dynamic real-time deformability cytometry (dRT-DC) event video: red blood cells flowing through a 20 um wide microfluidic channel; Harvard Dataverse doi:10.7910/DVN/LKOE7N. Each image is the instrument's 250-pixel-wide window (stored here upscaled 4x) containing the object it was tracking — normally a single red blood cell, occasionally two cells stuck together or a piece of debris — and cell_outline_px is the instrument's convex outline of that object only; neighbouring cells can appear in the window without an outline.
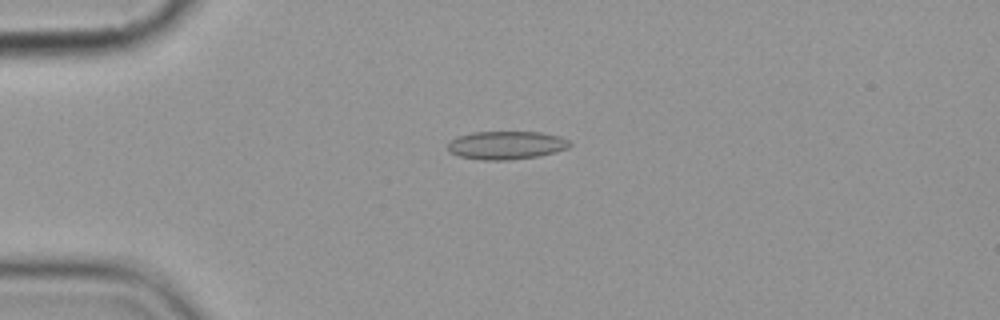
{"species": "common noctule bat (a hibernating species)", "species_latin": "Nyctalus noctula", "temperature_condition": "cold", "stored_images_in_passage": 12, "camera_frame_rate_fps": 3000, "um_per_image_px": 0.085, "animal": {"sex": "female", "body_mass_g": 19.9}, "frame": {"image": 1, "passage_image": 1, "time_ms": 0.0, "image_size_px": [1000, 320], "cell_outline_px": [[572, 144], [568, 148], [540, 156], [512, 160], [480, 160], [460, 156], [448, 152], [448, 144], [452, 140], [460, 136], [472, 132], [540, 132], [560, 136], [568, 140]], "centroid_in_image_um": [43.05, 12.35], "position_along_channel_um": 41.9, "area_um2": 20.11}}
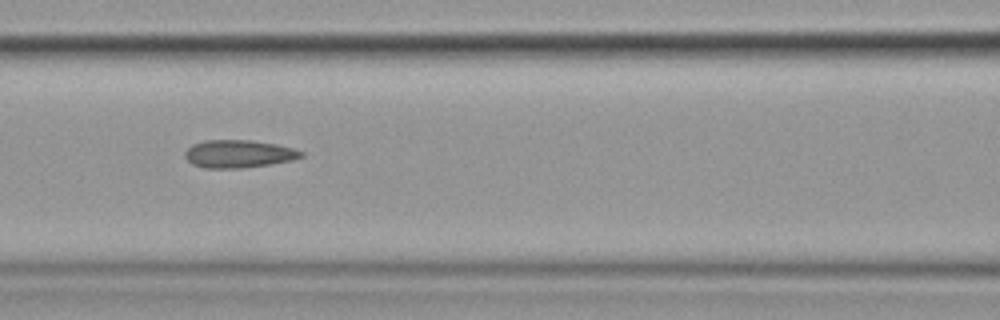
{"frame": {"image": 2, "passage_image": 4, "time_ms": 3.667, "image_size_px": [1000, 320], "cell_outline_px": [[304, 156], [292, 160], [244, 168], [204, 168], [192, 164], [184, 156], [184, 152], [192, 144], [204, 140], [252, 140], [276, 144], [292, 148], [304, 152]], "centroid_in_image_um": [20.26, 13.07], "position_along_channel_um": 146.3, "area_um2": 18.84}}
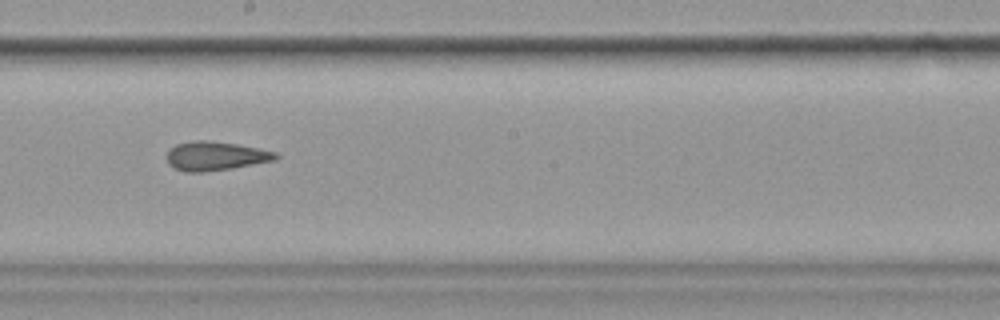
{"frame": {"image": 3, "passage_image": 6, "time_ms": 6.0, "image_size_px": [1000, 320], "cell_outline_px": [[280, 156], [276, 160], [232, 168], [204, 172], [184, 172], [172, 168], [168, 164], [168, 152], [176, 144], [192, 140], [208, 140], [236, 144], [276, 152]], "centroid_in_image_um": [18.3, 13.27], "position_along_channel_um": 229.9, "area_um2": 18.38}, "authors_computed_cell_mechanics": {"area_um2": 19.1607, "velocity_mm_per_s": 3.6032, "shape_relaxation_time_tau1_ms": null, "shape_relaxation_time_tau2_ms": 2.4845, "deformation_change_tau1": null, "deformation_change_tau2": 0.0736}}